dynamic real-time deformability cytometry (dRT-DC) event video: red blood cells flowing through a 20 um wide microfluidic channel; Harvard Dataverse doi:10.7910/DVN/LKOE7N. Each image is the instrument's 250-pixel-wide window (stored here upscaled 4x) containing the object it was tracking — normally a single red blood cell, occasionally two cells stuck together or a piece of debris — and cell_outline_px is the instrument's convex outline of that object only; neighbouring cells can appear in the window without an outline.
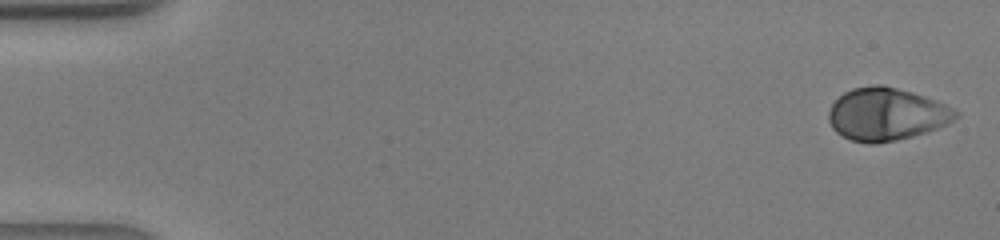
{"species": "human", "species_latin": "Homo sapiens", "temperature_condition": "warm", "stored_images_in_passage": 41, "camera_frame_rate_fps": 3000, "um_per_image_px": 0.085, "donor": {"sex": "male"}, "frame": {"image": 1, "passage_image": 1, "time_ms": 0.0, "image_size_px": [1000, 240], "cell_outline_px": [[960, 116], [948, 124], [912, 136], [896, 140], [876, 144], [868, 144], [852, 140], [836, 132], [832, 128], [828, 120], [828, 112], [832, 104], [844, 92], [852, 88], [876, 84], [880, 84], [912, 92], [936, 100], [960, 112]], "centroid_in_image_um": [75.34, 9.71], "position_along_channel_um": 9.7, "area_um2": 38.96}}
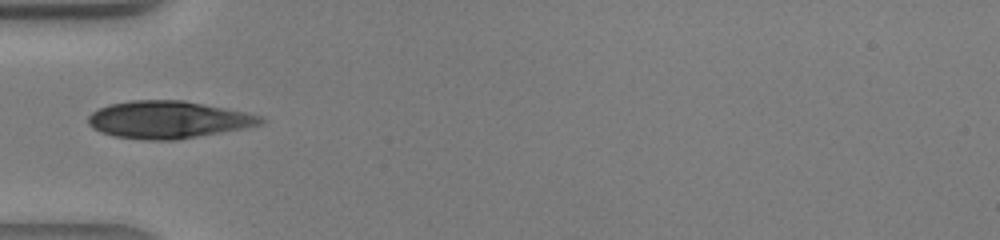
{"frame": {"image": 2, "passage_image": 14, "time_ms": 4.333, "image_size_px": [1000, 240], "cell_outline_px": [[268, 120], [260, 124], [244, 128], [176, 140], [148, 140], [116, 136], [100, 132], [92, 128], [88, 124], [88, 116], [92, 112], [108, 104], [132, 100], [184, 100], [264, 116]], "centroid_in_image_um": [14.29, 10.17], "position_along_channel_um": 70.7, "area_um2": 37.45}}
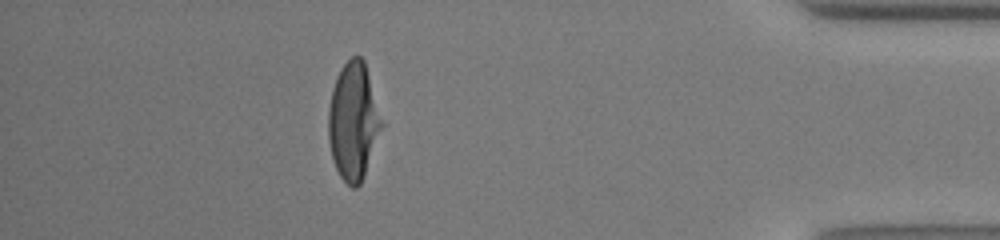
{"frame": {"image": 3, "passage_image": 37, "time_ms": 12.0, "image_size_px": [1000, 240], "cell_outline_px": [[384, 124], [364, 176], [360, 184], [356, 188], [352, 188], [340, 176], [336, 168], [332, 156], [328, 140], [328, 108], [332, 88], [336, 76], [340, 68], [352, 56], [360, 56], [364, 60]], "centroid_in_image_um": [30.03, 10.3], "position_along_channel_um": 405.2, "area_um2": 36.53}}